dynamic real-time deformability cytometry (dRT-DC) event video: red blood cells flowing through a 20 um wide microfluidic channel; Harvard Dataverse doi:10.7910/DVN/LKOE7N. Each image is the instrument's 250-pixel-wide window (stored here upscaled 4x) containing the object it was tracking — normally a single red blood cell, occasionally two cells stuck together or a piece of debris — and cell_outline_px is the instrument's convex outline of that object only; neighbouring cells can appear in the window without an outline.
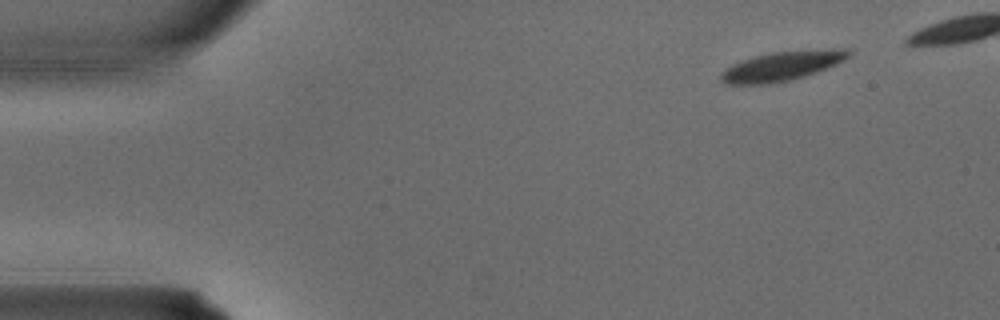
{"species": "common noctule bat (a hibernating species)", "species_latin": "Nyctalus noctula", "temperature_condition": "warm", "stored_images_in_passage": 2, "camera_frame_rate_fps": 3000, "um_per_image_px": 0.085, "animal": {"sex": "male", "body_mass_g": 15.6}, "frame": {"image": 1, "passage_image": 2, "time_ms": 0.333, "image_size_px": [1000, 320], "cell_outline_px": [[852, 52], [844, 60], [836, 64], [816, 72], [804, 76], [788, 80], [768, 84], [724, 84], [720, 80], [720, 72], [732, 64], [756, 56], [772, 52], [828, 48], [848, 48]], "centroid_in_image_um": [66.48, 5.6], "position_along_channel_um": 18.5, "area_um2": 21.85}}